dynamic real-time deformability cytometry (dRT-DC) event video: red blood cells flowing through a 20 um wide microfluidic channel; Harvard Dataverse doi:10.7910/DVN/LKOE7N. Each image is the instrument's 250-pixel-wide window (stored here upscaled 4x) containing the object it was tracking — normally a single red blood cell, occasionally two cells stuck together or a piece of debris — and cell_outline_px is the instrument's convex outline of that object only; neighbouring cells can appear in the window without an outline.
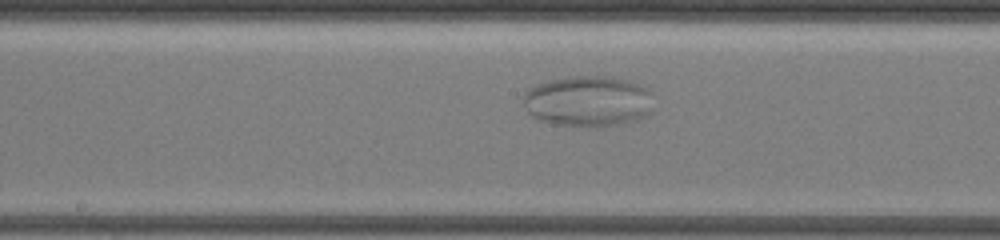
{"species": "common noctule bat (a hibernating species)", "species_latin": "Nyctalus noctula", "temperature_condition": "warm", "stored_images_in_passage": 27, "camera_frame_rate_fps": 3000, "um_per_image_px": 0.085, "animal": {"sex": "female", "body_mass_g": 19.5, "forearm_length_mm": 54.1}, "frame": {"image": 1, "passage_image": 13, "time_ms": 6.667, "image_size_px": [1000, 240], "cell_outline_px": [[652, 112], [648, 116], [632, 124], [604, 128], [584, 128], [552, 124], [540, 120], [532, 116], [528, 112], [524, 104], [524, 92], [528, 88], [536, 84], [548, 80], [572, 76], [604, 76], [628, 80], [640, 84], [648, 88]], "centroid_in_image_um": [50.02, 8.65], "position_along_channel_um": 198.2, "area_um2": 39.82}}
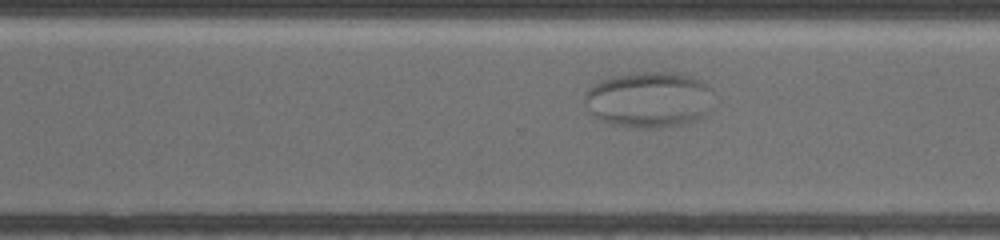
{"frame": {"image": 2, "passage_image": 21, "time_ms": 10.0, "image_size_px": [1000, 240], "cell_outline_px": [[708, 88], [704, 112], [692, 120], [684, 124], [672, 128], [648, 128], [608, 124], [592, 116], [584, 96], [584, 92], [588, 88], [600, 80], [612, 76], [640, 72], [672, 72], [688, 76], [700, 80]], "centroid_in_image_um": [55.02, 8.47], "position_along_channel_um": 315.6, "area_um2": 41.1}}
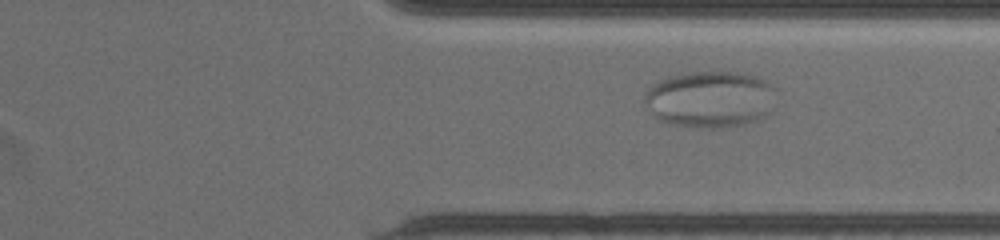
{"frame": {"image": 3, "passage_image": 23, "time_ms": 11.0, "image_size_px": [1000, 240], "cell_outline_px": [[776, 88], [768, 112], [760, 120], [744, 124], [720, 128], [700, 128], [668, 124], [660, 120], [644, 104], [644, 92], [656, 80], [668, 76], [688, 72], [744, 72], [768, 80]], "centroid_in_image_um": [60.34, 8.42], "position_along_channel_um": 351.1, "area_um2": 43.99}}